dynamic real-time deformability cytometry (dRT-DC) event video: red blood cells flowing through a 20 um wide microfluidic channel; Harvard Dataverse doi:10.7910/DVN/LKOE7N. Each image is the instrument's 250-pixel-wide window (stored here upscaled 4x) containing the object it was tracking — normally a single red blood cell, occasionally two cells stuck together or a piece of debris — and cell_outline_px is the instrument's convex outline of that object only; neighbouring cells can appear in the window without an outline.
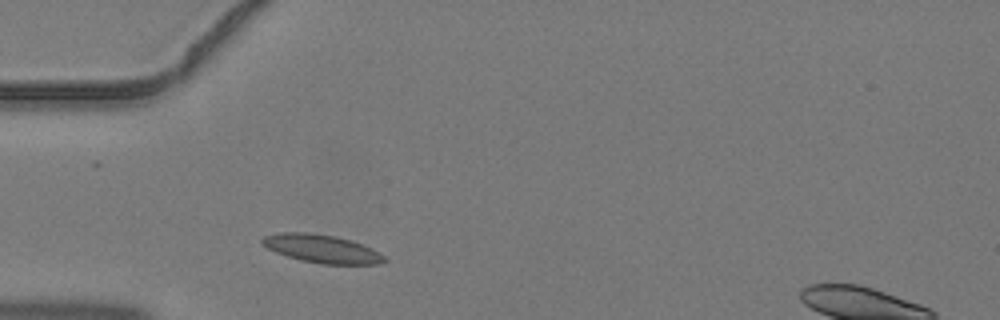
{"species": "common noctule bat (a hibernating species)", "species_latin": "Nyctalus noctula", "temperature_condition": "warm", "stored_images_in_passage": 2, "segment_of_instrument_passage": [1, 2], "camera_frame_rate_fps": 3000, "um_per_image_px": 0.085, "animal": {"sex": "male", "body_mass_g": 19.2, "forearm_length_mm": 51.8}, "frame": {"image": 1, "passage_image": 1, "time_ms": 0.0, "image_size_px": [1000, 320], "cell_outline_px": [[388, 260], [380, 264], [320, 264], [300, 260], [276, 252], [260, 244], [260, 240], [264, 236], [280, 232], [308, 232], [336, 236], [352, 240], [372, 248], [380, 252]], "centroid_in_image_um": [27.36, 21.14], "position_along_channel_um": 57.6, "area_um2": 20.29}}